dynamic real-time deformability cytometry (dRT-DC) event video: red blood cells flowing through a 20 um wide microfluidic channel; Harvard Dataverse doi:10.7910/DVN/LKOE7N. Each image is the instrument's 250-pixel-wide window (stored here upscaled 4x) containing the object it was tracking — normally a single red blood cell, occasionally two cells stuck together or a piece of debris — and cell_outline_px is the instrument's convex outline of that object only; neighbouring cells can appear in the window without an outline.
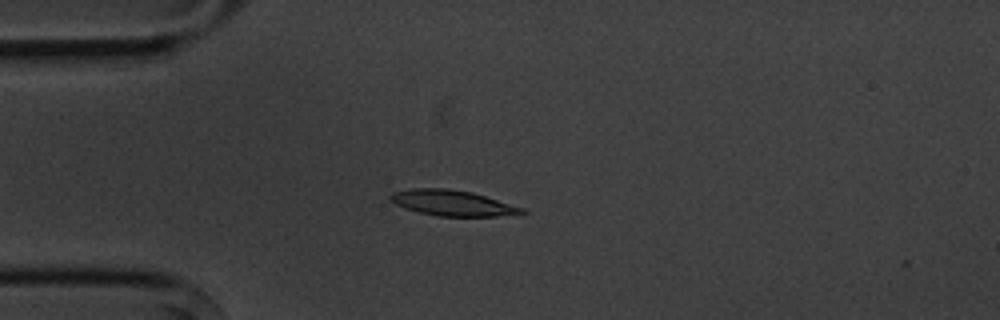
{"species": "common noctule bat (a hibernating species)", "species_latin": "Nyctalus noctula", "temperature_condition": "cold", "stored_images_in_passage": 6, "camera_frame_rate_fps": 3000, "um_per_image_px": 0.085, "animal": {"sex": "male", "body_mass_g": 20.1, "forearm_length_mm": 53.5}, "frame": {"image": 1, "passage_image": 3, "time_ms": 2.333, "image_size_px": [1000, 320], "cell_outline_px": [[528, 212], [496, 216], [436, 216], [404, 208], [388, 200], [388, 196], [392, 192], [412, 188], [448, 188], [472, 192], [524, 208]], "centroid_in_image_um": [38.4, 17.24], "position_along_channel_um": 46.6, "area_um2": 19.59}}
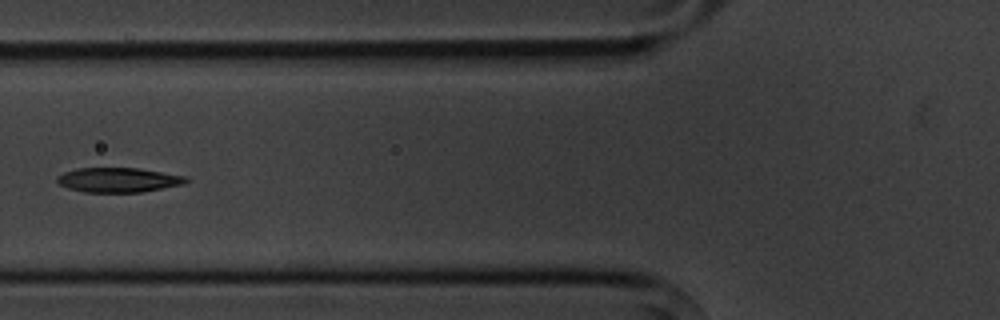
{"frame": {"image": 2, "passage_image": 5, "time_ms": 4.667, "image_size_px": [1000, 320], "cell_outline_px": [[188, 180], [184, 184], [140, 192], [84, 192], [68, 188], [60, 184], [56, 180], [56, 176], [64, 172], [80, 168], [140, 168], [184, 176]], "centroid_in_image_um": [10.03, 15.29], "position_along_channel_um": 115.8, "area_um2": 18.32}}
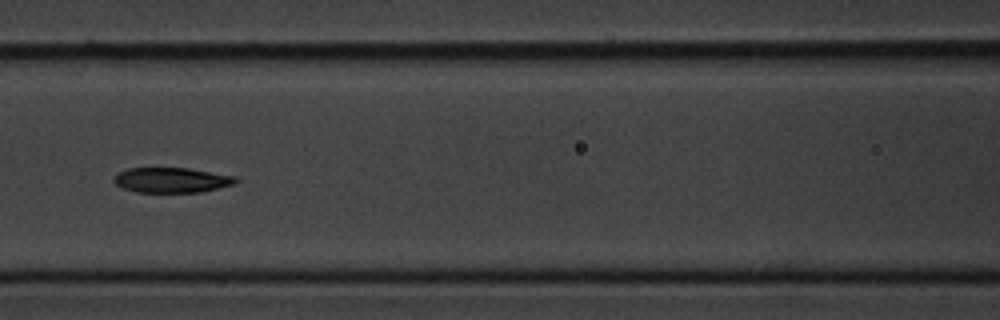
{"frame": {"image": 3, "passage_image": 6, "time_ms": 5.667, "image_size_px": [1000, 320], "cell_outline_px": [[240, 180], [236, 184], [200, 192], [136, 192], [120, 188], [112, 180], [120, 172], [128, 168], [188, 168], [236, 176]], "centroid_in_image_um": [14.61, 15.31], "position_along_channel_um": 152.0, "area_um2": 17.92}}